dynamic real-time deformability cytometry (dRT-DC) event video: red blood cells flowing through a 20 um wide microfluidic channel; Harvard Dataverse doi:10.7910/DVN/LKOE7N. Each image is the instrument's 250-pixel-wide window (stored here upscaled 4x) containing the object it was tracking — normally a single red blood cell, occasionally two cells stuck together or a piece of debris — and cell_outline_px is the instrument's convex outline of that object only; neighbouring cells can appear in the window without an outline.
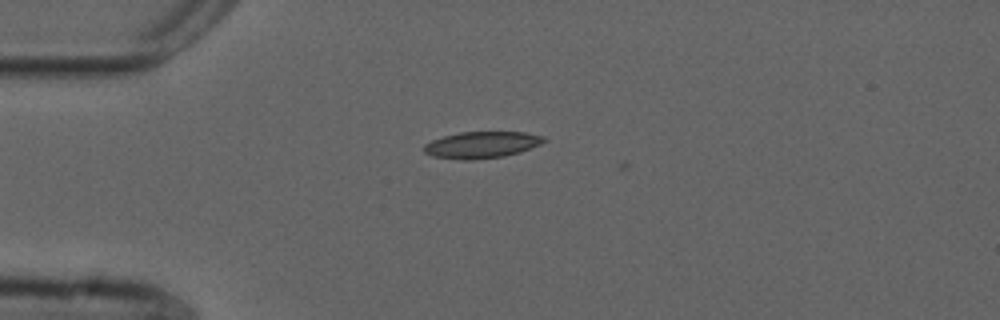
{"species": "common noctule bat (a hibernating species)", "species_latin": "Nyctalus noctula", "temperature_condition": "cold", "stored_images_in_passage": 5, "camera_frame_rate_fps": 3000, "um_per_image_px": 0.085, "animal": {"sex": "male", "forearm_length_mm": 52.5}, "frame": {"image": 1, "passage_image": 1, "time_ms": 0.0, "image_size_px": [1000, 320], "cell_outline_px": [[548, 140], [540, 144], [520, 152], [504, 156], [476, 160], [460, 160], [432, 156], [424, 152], [424, 144], [432, 140], [444, 136], [460, 132], [524, 132], [544, 136]], "centroid_in_image_um": [40.94, 12.31], "position_along_channel_um": 44.1, "area_um2": 18.67}}